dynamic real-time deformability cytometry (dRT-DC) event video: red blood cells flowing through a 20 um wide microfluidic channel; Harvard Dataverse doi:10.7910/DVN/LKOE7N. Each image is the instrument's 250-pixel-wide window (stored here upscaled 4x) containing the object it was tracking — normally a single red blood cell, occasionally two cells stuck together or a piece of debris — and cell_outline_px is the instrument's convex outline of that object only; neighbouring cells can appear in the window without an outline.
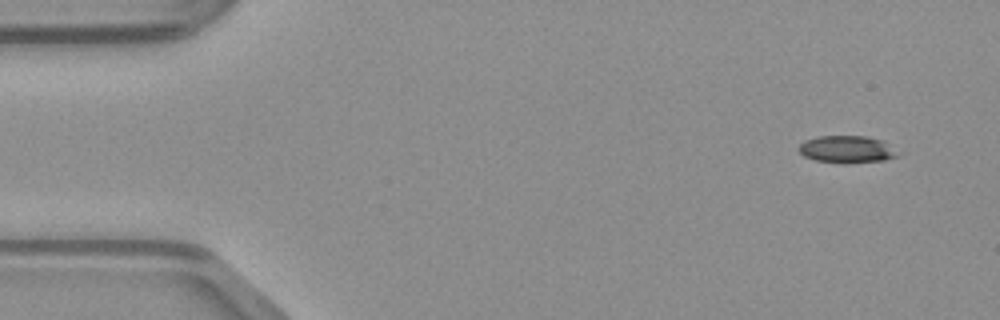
{"species": "common noctule bat (a hibernating species)", "species_latin": "Nyctalus noctula", "temperature_condition": "warm", "stored_images_in_passage": 46, "camera_frame_rate_fps": 3000, "um_per_image_px": 0.085, "animal": {"sex": "male", "body_mass_g": 23.1, "forearm_length_mm": 52.7}, "frame": {"image": 1, "passage_image": 1, "time_ms": 0.0, "image_size_px": [1000, 320], "cell_outline_px": [[904, 152], [900, 156], [884, 160], [840, 164], [816, 160], [804, 156], [796, 148], [804, 140], [820, 136], [864, 136], [884, 140]], "centroid_in_image_um": [72.07, 12.7], "position_along_channel_um": 12.9, "area_um2": 16.24}}
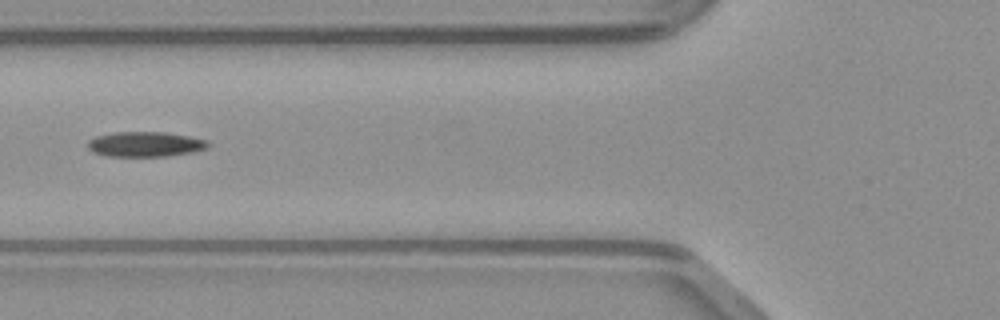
{"frame": {"image": 2, "passage_image": 16, "time_ms": 5.0, "image_size_px": [1000, 320], "cell_outline_px": [[208, 148], [192, 152], [168, 156], [108, 156], [92, 152], [88, 148], [88, 140], [96, 136], [116, 132], [164, 132], [188, 136], [208, 140]], "centroid_in_image_um": [12.34, 12.26], "position_along_channel_um": 113.5, "area_um2": 17.51}}
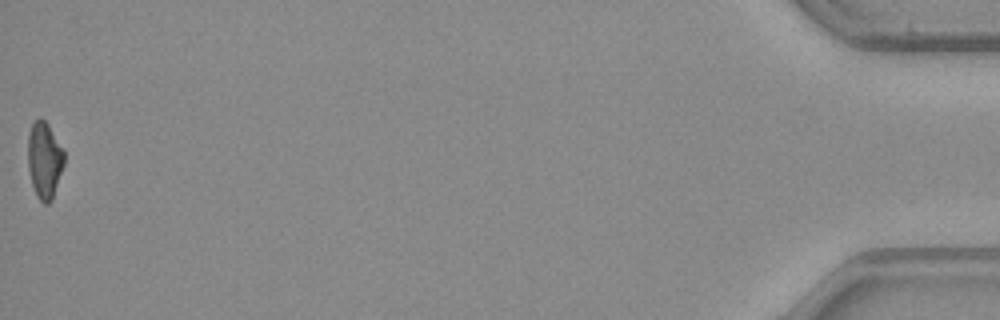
{"frame": {"image": 3, "passage_image": 46, "time_ms": 15.0, "image_size_px": [1000, 320], "cell_outline_px": [[64, 164], [52, 200], [48, 204], [44, 204], [36, 196], [32, 184], [28, 168], [28, 132], [32, 124], [40, 116], [48, 124], [64, 148]], "centroid_in_image_um": [3.78, 13.59], "position_along_channel_um": 431.4, "area_um2": 16.36}}